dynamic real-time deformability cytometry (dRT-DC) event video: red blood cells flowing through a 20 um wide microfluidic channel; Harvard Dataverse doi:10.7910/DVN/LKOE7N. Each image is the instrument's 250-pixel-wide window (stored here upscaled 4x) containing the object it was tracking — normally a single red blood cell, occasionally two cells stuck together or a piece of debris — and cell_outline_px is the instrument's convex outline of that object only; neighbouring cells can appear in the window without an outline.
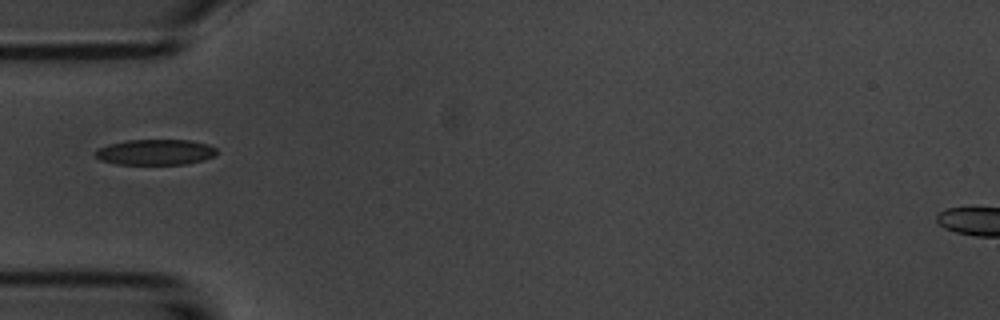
{"species": "common noctule bat (a hibernating species)", "species_latin": "Nyctalus noctula", "temperature_condition": "room temperature", "stored_images_in_passage": 24, "camera_frame_rate_fps": 3000, "um_per_image_px": 0.085, "animal": {"sex": "male", "body_mass_g": 20.1, "forearm_length_mm": 53.5}, "frame": {"image": 1, "passage_image": 1, "time_ms": 0.0, "image_size_px": [1000, 320], "cell_outline_px": [[216, 156], [204, 160], [184, 164], [116, 164], [100, 160], [96, 156], [96, 148], [108, 144], [128, 140], [192, 140], [208, 144], [216, 148]], "centroid_in_image_um": [13.22, 12.93], "position_along_channel_um": 71.8, "area_um2": 18.21}}